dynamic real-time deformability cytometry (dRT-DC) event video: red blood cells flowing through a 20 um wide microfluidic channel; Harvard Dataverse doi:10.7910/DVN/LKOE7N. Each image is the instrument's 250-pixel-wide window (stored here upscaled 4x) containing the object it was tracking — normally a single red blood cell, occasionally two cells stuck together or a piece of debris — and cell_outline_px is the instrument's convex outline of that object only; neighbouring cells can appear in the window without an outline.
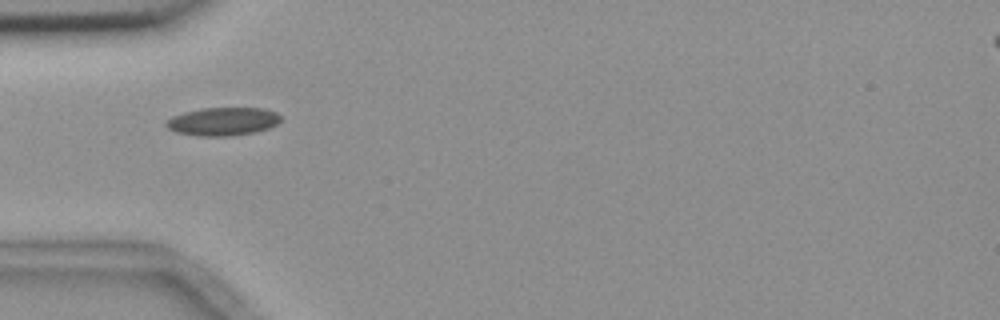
{"species": "common noctule bat (a hibernating species)", "species_latin": "Nyctalus noctula", "temperature_condition": "room temperature", "stored_images_in_passage": 5, "camera_frame_rate_fps": 3000, "um_per_image_px": 0.085, "animal": {"sex": "female", "body_mass_g": 18.4}, "frame": {"image": 1, "passage_image": 1, "time_ms": 0.0, "image_size_px": [1000, 320], "cell_outline_px": [[280, 120], [276, 124], [268, 128], [252, 132], [232, 136], [200, 136], [176, 132], [168, 128], [164, 124], [172, 116], [184, 112], [200, 108], [264, 108], [276, 112], [280, 116]], "centroid_in_image_um": [18.92, 10.32], "position_along_channel_um": 66.1, "area_um2": 18.73}}
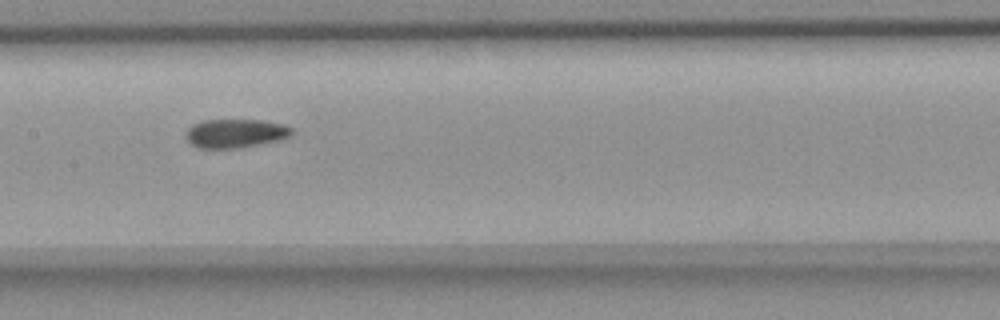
{"frame": {"image": 2, "passage_image": 4, "time_ms": 3.333, "image_size_px": [1000, 320], "cell_outline_px": [[292, 132], [288, 136], [276, 140], [236, 148], [200, 148], [192, 144], [184, 136], [188, 128], [192, 124], [200, 120], [264, 120], [284, 124], [292, 128]], "centroid_in_image_um": [19.95, 11.31], "position_along_channel_um": 187.4, "area_um2": 17.57}}
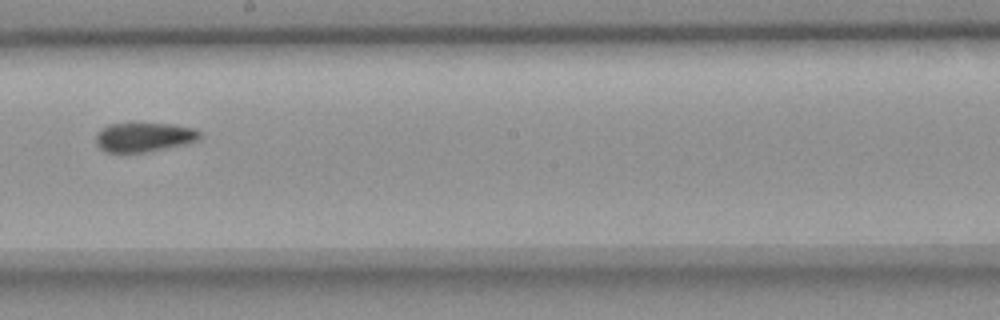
{"frame": {"image": 3, "passage_image": 5, "time_ms": 4.667, "image_size_px": [1000, 320], "cell_outline_px": [[200, 136], [196, 140], [184, 144], [144, 152], [108, 152], [100, 148], [96, 144], [96, 132], [100, 128], [108, 124], [176, 124], [196, 128], [200, 132]], "centroid_in_image_um": [12.21, 11.64], "position_along_channel_um": 236.0, "area_um2": 17.57}}